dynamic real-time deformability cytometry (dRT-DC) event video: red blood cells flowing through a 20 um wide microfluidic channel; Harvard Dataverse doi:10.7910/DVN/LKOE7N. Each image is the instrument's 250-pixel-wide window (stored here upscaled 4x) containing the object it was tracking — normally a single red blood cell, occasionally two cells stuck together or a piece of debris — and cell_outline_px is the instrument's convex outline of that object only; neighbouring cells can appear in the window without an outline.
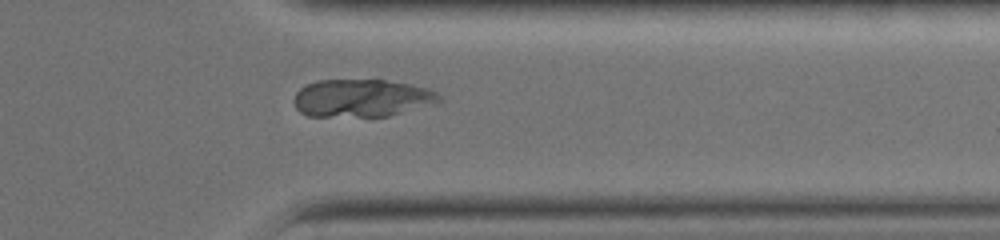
{"species": "common noctule bat (a hibernating species)", "species_latin": "Nyctalus noctula", "temperature_condition": "warm", "stored_images_in_passage": 36, "segment_of_instrument_passage": [2, 2], "camera_frame_rate_fps": 3000, "um_per_image_px": 0.085, "animal": {"sex": "female", "body_mass_g": 19.0, "forearm_length_mm": 51.5}, "frame": {"image": 1, "passage_image": 36, "time_ms": 11.667, "image_size_px": [1000, 240], "cell_outline_px": [[404, 200], [384, 208], [300, 212], [300, 200], [308, 196], [332, 192], [356, 192], [404, 196]], "centroid_in_image_um": [29.54, 17.13], "position_along_channel_um": 381.9, "area_um2": 11.27}}